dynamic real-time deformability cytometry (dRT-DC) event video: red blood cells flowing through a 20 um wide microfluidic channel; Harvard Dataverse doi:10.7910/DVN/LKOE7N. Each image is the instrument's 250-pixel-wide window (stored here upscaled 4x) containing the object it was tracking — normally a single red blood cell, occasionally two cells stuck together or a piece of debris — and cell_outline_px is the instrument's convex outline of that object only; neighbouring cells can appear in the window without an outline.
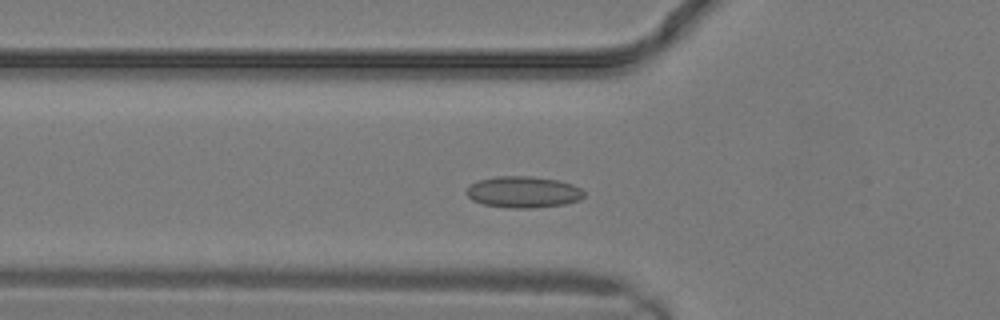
{"species": "common noctule bat (a hibernating species)", "species_latin": "Nyctalus noctula", "temperature_condition": "warm", "stored_images_in_passage": 13, "camera_frame_rate_fps": 3000, "um_per_image_px": 0.085, "animal": {"sex": "male", "body_mass_g": 19.2, "forearm_length_mm": 51.8}, "frame": {"image": 1, "passage_image": 6, "time_ms": 1.667, "image_size_px": [1000, 320], "cell_outline_px": [[584, 196], [580, 200], [564, 204], [528, 208], [508, 208], [484, 204], [472, 200], [464, 192], [472, 184], [480, 180], [496, 176], [532, 176], [556, 180], [572, 184], [580, 188], [584, 192]], "centroid_in_image_um": [44.48, 16.32], "position_along_channel_um": 81.3, "area_um2": 21.39}}
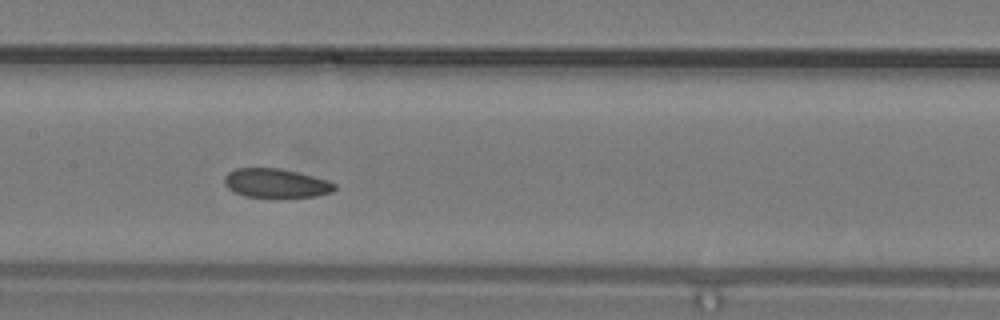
{"frame": {"image": 2, "passage_image": 10, "time_ms": 3.0, "image_size_px": [1000, 320], "cell_outline_px": [[336, 188], [332, 192], [316, 196], [244, 196], [228, 188], [224, 184], [224, 176], [228, 172], [236, 168], [276, 168], [296, 172], [328, 180], [336, 184]], "centroid_in_image_um": [23.44, 15.55], "position_along_channel_um": 184.0, "area_um2": 18.26}}
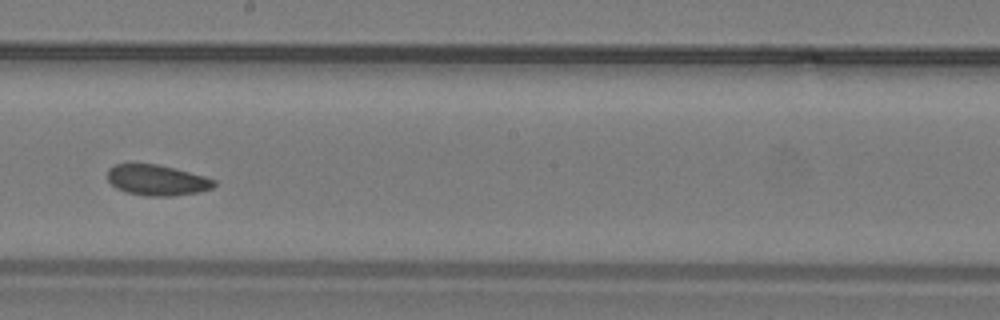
{"frame": {"image": 3, "passage_image": 12, "time_ms": 3.667, "image_size_px": [1000, 320], "cell_outline_px": [[216, 184], [212, 188], [196, 192], [168, 196], [148, 196], [128, 192], [116, 188], [108, 180], [108, 168], [116, 164], [156, 164], [204, 176], [216, 180]], "centroid_in_image_um": [13.33, 15.31], "position_along_channel_um": 234.9, "area_um2": 18.67}}